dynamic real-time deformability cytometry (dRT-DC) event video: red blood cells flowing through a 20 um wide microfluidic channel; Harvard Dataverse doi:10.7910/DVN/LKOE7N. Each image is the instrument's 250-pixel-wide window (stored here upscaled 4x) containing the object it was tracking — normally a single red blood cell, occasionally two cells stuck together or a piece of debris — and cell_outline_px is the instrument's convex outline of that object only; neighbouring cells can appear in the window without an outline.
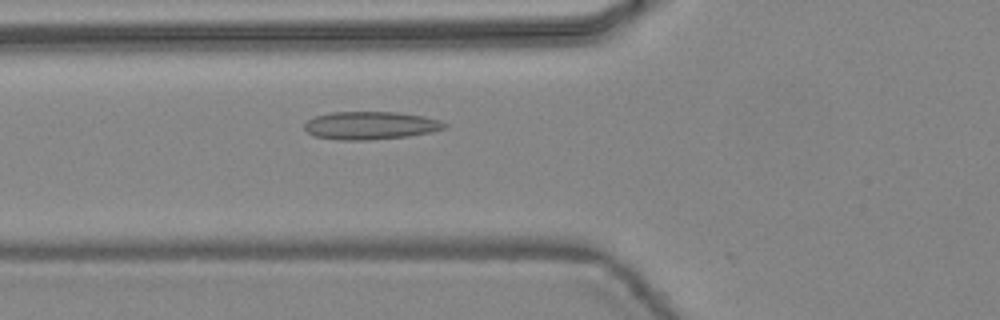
{"species": "common noctule bat (a hibernating species)", "species_latin": "Nyctalus noctula", "temperature_condition": "warm", "stored_images_in_passage": 5, "camera_frame_rate_fps": 3000, "um_per_image_px": 0.085, "animal": {"sex": "female", "body_mass_g": 24.6, "forearm_length_mm": 56.2}, "frame": {"image": 1, "passage_image": 4, "time_ms": 1.0, "image_size_px": [1000, 320], "cell_outline_px": [[448, 128], [432, 132], [408, 136], [368, 140], [340, 140], [316, 136], [308, 132], [304, 128], [304, 124], [308, 120], [316, 116], [332, 112], [400, 112], [424, 116], [440, 120], [448, 124]], "centroid_in_image_um": [31.55, 10.66], "position_along_channel_um": 94.2, "area_um2": 22.89}}